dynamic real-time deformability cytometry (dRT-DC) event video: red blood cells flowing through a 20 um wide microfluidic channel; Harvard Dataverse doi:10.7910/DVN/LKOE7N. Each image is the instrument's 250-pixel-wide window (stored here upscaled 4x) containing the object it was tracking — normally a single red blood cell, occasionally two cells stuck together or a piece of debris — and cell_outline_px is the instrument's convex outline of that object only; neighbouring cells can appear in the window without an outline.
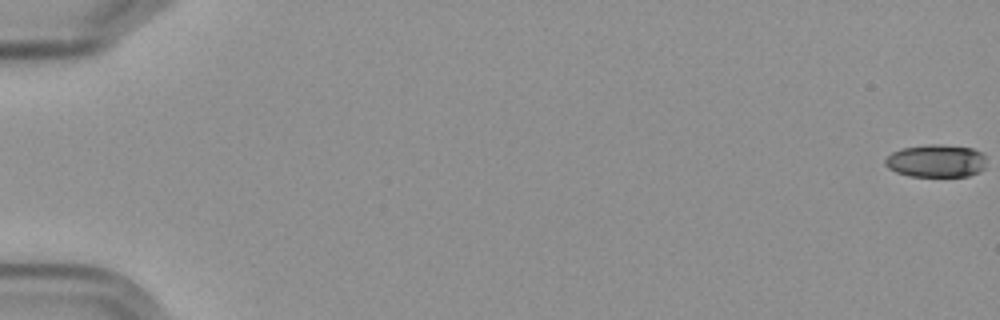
{"species": "Egyptian fruit bat (a non-hibernating species)", "species_latin": "Rousettus aegyptiacus", "temperature_condition": "cold", "stored_images_in_passage": 8, "camera_frame_rate_fps": 3000, "um_per_image_px": 0.085, "frame": {"image": 1, "passage_image": 1, "time_ms": 0.0, "image_size_px": [1000, 320], "cell_outline_px": [[984, 168], [968, 176], [908, 176], [896, 172], [888, 168], [884, 164], [884, 160], [892, 152], [904, 148], [932, 144], [940, 144], [972, 148], [980, 152], [984, 156]], "centroid_in_image_um": [79.53, 13.68], "position_along_channel_um": 5.5, "area_um2": 19.13}}
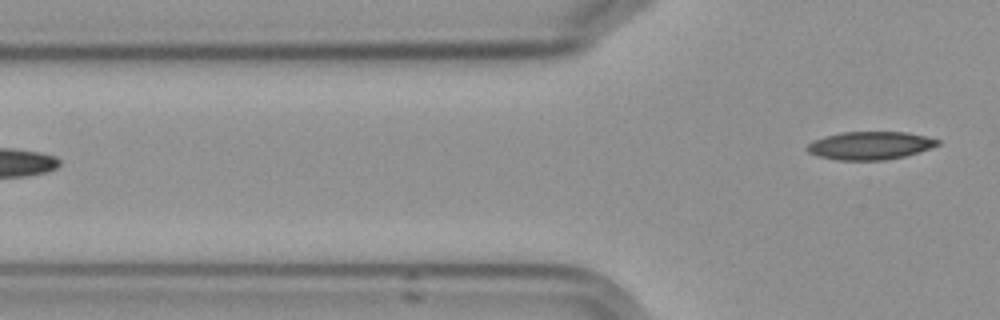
{"frame": {"image": 2, "passage_image": 8, "time_ms": 8.333, "image_size_px": [1000, 320], "cell_outline_px": [[940, 144], [904, 156], [884, 160], [836, 160], [816, 156], [808, 152], [808, 144], [812, 140], [824, 136], [844, 132], [904, 132], [924, 136], [940, 140]], "centroid_in_image_um": [73.9, 12.37], "position_along_channel_um": 51.9, "area_um2": 21.1}}